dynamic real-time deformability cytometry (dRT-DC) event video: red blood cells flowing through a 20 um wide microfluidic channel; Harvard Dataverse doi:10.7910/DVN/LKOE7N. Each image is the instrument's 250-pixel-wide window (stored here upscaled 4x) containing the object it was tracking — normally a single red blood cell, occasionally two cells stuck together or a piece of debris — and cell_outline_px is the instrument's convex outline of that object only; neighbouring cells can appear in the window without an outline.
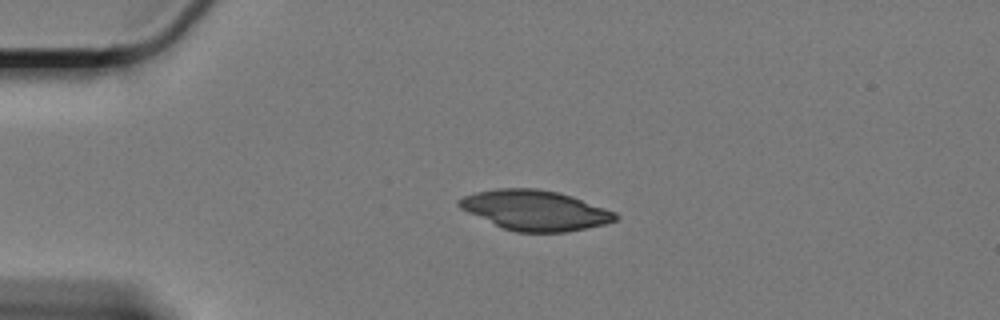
{"species": "Egyptian fruit bat (a non-hibernating species)", "species_latin": "Rousettus aegyptiacus", "temperature_condition": "cold", "stored_images_in_passage": 5, "camera_frame_rate_fps": 3000, "um_per_image_px": 0.085, "animal": {"sex": "female"}, "frame": {"image": 1, "passage_image": 1, "time_ms": 0.0, "image_size_px": [1000, 320], "cell_outline_px": [[620, 216], [616, 220], [604, 224], [564, 232], [516, 232], [504, 228], [468, 212], [460, 208], [456, 204], [456, 200], [464, 196], [476, 192], [496, 188], [536, 188], [556, 192], [572, 196], [616, 212]], "centroid_in_image_um": [45.47, 17.86], "position_along_channel_um": 39.5, "area_um2": 36.18}}